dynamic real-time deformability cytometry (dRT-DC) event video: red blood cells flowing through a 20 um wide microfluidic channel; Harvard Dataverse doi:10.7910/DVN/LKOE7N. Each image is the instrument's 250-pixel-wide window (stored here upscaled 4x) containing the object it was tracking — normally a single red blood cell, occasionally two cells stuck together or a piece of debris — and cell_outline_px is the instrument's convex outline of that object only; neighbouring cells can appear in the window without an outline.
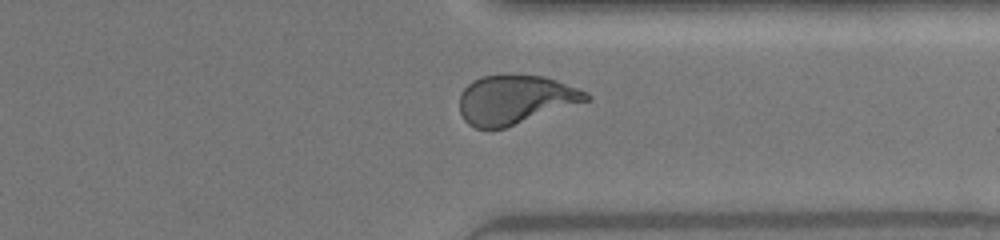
{"species": "human", "species_latin": "Homo sapiens", "temperature_condition": "warm", "stored_images_in_passage": 30, "camera_frame_rate_fps": 3000, "um_per_image_px": 0.085, "donor": {"sex": "female"}, "frame": {"image": 1, "passage_image": 26, "time_ms": 8.333, "image_size_px": [1000, 240], "cell_outline_px": [[592, 100], [504, 128], [476, 128], [468, 124], [464, 120], [460, 112], [460, 92], [472, 80], [480, 76], [508, 72], [544, 76], [556, 80], [588, 92], [592, 96]], "centroid_in_image_um": [43.8, 8.43], "position_along_channel_um": 367.6, "area_um2": 36.99}}